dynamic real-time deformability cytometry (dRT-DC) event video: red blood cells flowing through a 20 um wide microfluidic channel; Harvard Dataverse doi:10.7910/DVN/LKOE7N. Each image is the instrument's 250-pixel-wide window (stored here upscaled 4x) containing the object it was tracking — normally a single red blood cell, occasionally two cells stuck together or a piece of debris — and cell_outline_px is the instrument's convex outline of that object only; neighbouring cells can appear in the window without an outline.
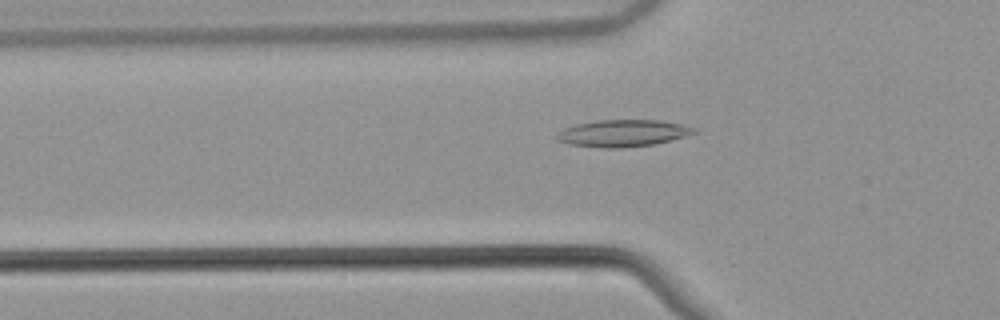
{"species": "common noctule bat (a hibernating species)", "species_latin": "Nyctalus noctula", "temperature_condition": "warm", "stored_images_in_passage": 54, "camera_frame_rate_fps": 3000, "um_per_image_px": 0.085, "animal": {"sex": "male", "body_mass_g": 21.5, "forearm_length_mm": 52.0}, "frame": {"image": 1, "passage_image": 19, "time_ms": 6.0, "image_size_px": [1000, 320], "cell_outline_px": [[700, 132], [652, 144], [620, 148], [604, 148], [568, 144], [556, 140], [556, 132], [564, 128], [576, 124], [596, 120], [660, 120], [680, 124], [696, 128]], "centroid_in_image_um": [52.9, 11.32], "position_along_channel_um": 72.9, "area_um2": 21.5}}
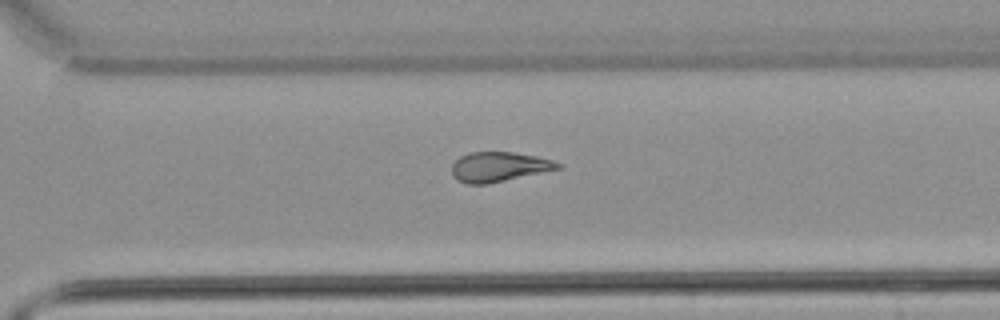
{"frame": {"image": 2, "passage_image": 39, "time_ms": 12.667, "image_size_px": [1000, 320], "cell_outline_px": [[564, 168], [488, 184], [468, 184], [452, 176], [452, 164], [460, 156], [468, 152], [512, 152], [536, 156], [552, 160], [564, 164]], "centroid_in_image_um": [42.46, 14.18], "position_along_channel_um": 328.1, "area_um2": 18.55}}
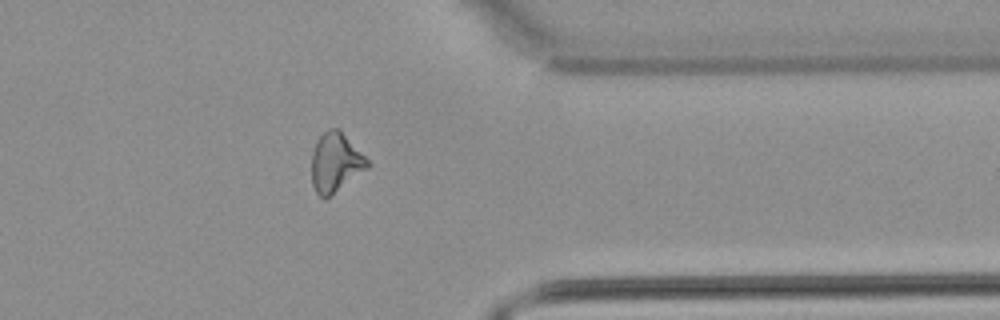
{"frame": {"image": 3, "passage_image": 44, "time_ms": 14.333, "image_size_px": [1000, 320], "cell_outline_px": [[372, 164], [368, 168], [324, 200], [316, 192], [312, 184], [312, 152], [316, 140], [328, 128], [340, 128]], "centroid_in_image_um": [28.52, 13.79], "position_along_channel_um": 382.9, "area_um2": 19.36}, "authors_computed_cell_mechanics": {"area_um2": 19.4786, "velocity_mm_per_s": 3.8211, "shape_relaxation_time_tau1_ms": null, "shape_relaxation_time_tau2_ms": 4.2575, "deformation_change_tau1": null, "deformation_change_tau2": 0.1303}}